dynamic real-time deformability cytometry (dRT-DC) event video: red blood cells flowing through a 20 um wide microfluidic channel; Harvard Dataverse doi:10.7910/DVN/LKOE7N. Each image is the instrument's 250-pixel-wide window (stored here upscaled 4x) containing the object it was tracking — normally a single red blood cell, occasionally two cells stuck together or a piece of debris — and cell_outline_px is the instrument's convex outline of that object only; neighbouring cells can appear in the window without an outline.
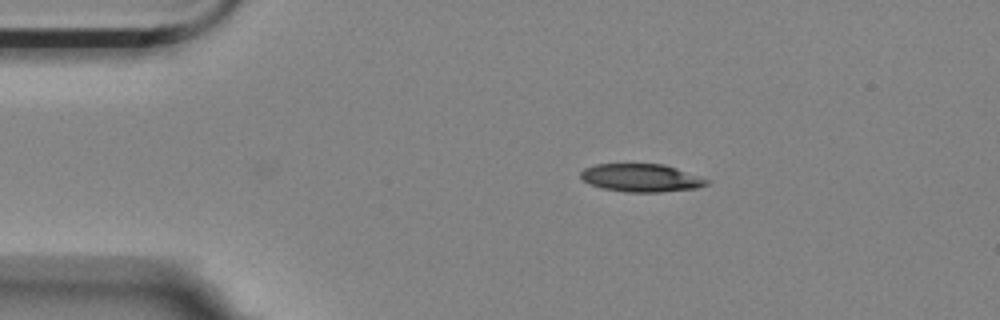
{"species": "Egyptian fruit bat (a non-hibernating species)", "species_latin": "Rousettus aegyptiacus", "temperature_condition": "room temperature", "stored_images_in_passage": 47, "camera_frame_rate_fps": 3000, "um_per_image_px": 0.085, "animal": {"sex": "female"}, "frame": {"image": 1, "passage_image": 1, "time_ms": 0.0, "image_size_px": [1000, 320], "cell_outline_px": [[712, 180], [708, 184], [696, 188], [660, 192], [628, 192], [604, 188], [592, 184], [584, 180], [580, 176], [580, 172], [584, 168], [596, 164], [664, 164]], "centroid_in_image_um": [54.54, 15.11], "position_along_channel_um": 30.5, "area_um2": 20.4}}
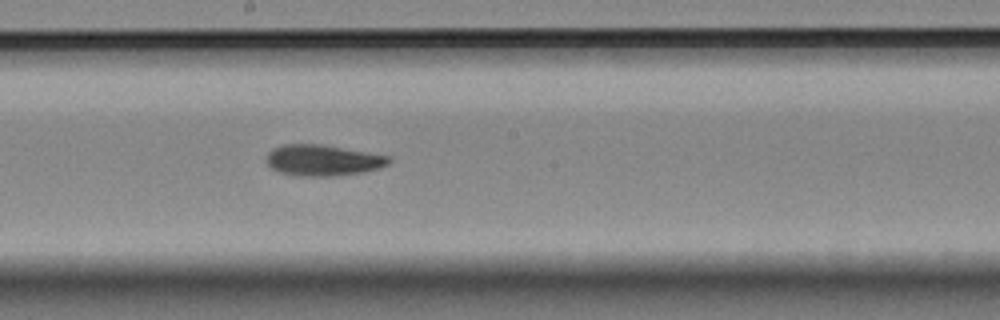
{"frame": {"image": 2, "passage_image": 21, "time_ms": 6.667, "image_size_px": [1000, 320], "cell_outline_px": [[392, 160], [388, 164], [376, 168], [360, 172], [336, 176], [296, 176], [280, 172], [272, 168], [264, 160], [268, 152], [272, 148], [284, 144], [320, 144], [388, 156]], "centroid_in_image_um": [27.36, 13.62], "position_along_channel_um": 220.8, "area_um2": 21.96}}
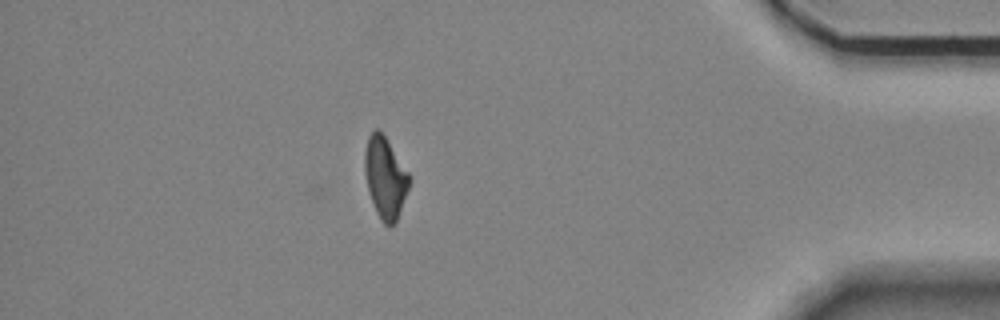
{"frame": {"image": 3, "passage_image": 40, "time_ms": 13.0, "image_size_px": [1000, 320], "cell_outline_px": [[412, 180], [396, 224], [384, 224], [380, 220], [376, 212], [368, 188], [364, 172], [364, 152], [368, 136], [376, 128], [380, 128], [408, 172]], "centroid_in_image_um": [32.75, 15.09], "position_along_channel_um": 402.4, "area_um2": 21.27}, "authors_computed_cell_mechanics": {"area_um2": 21.5594, "velocity_mm_per_s": 3.5271, "shape_relaxation_time_tau1_ms": 5.6056, "shape_relaxation_time_tau2_ms": 5.1775, "deformation_change_tau1": 0.1853, "deformation_change_tau2": 0.1329}}